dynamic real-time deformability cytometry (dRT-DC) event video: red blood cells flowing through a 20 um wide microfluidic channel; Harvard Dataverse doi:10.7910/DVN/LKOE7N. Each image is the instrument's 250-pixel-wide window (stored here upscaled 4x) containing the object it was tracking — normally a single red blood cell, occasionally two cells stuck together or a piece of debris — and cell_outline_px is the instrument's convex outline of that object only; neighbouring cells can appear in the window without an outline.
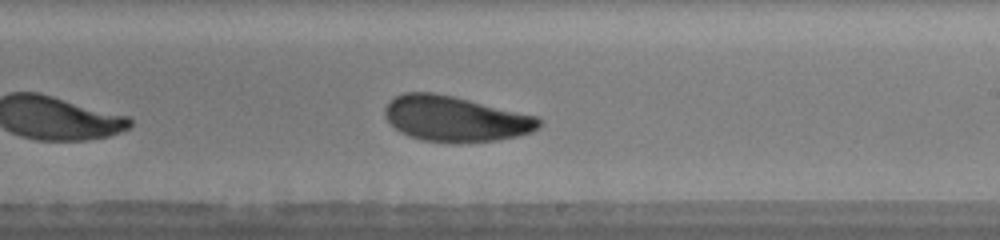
{"species": "human", "species_latin": "Homo sapiens", "temperature_condition": "warm", "stored_images_in_passage": 23, "camera_frame_rate_fps": 3000, "um_per_image_px": 0.085, "donor": {"sex": "male"}, "frame": {"image": 1, "passage_image": 14, "time_ms": 7.333, "image_size_px": [1000, 240], "cell_outline_px": [[544, 120], [532, 132], [516, 136], [496, 140], [460, 144], [456, 144], [424, 140], [408, 136], [400, 132], [384, 116], [384, 108], [388, 100], [404, 92], [436, 92], [540, 116]], "centroid_in_image_um": [38.71, 10.1], "position_along_channel_um": 250.3, "area_um2": 41.38}, "authors_computed_cell_mechanics": {"area_um2": 41.038, "velocity_mm_per_s": 4.0757, "shape_relaxation_time_tau1_ms": 2.8915, "shape_relaxation_time_tau2_ms": 1.7223, "deformation_change_tau1": 0.0988, "deformation_change_tau2": 0.078}}